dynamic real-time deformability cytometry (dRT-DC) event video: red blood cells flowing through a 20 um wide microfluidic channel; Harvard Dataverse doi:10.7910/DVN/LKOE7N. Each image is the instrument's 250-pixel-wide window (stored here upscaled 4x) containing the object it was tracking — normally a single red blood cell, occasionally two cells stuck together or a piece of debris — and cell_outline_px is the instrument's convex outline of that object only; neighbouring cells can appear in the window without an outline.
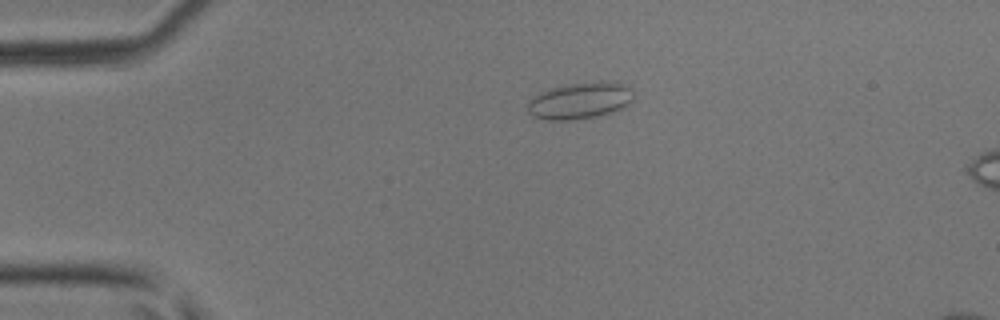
{"species": "common noctule bat (a hibernating species)", "species_latin": "Nyctalus noctula", "temperature_condition": "room temperature", "stored_images_in_passage": 7, "camera_frame_rate_fps": 3000, "um_per_image_px": 0.085, "animal": {"sex": "male", "body_mass_g": 17.9, "forearm_length_mm": 54.2}, "frame": {"image": 1, "passage_image": 2, "time_ms": 0.333, "image_size_px": [1000, 320], "cell_outline_px": [[632, 100], [628, 104], [612, 112], [596, 116], [576, 120], [544, 120], [532, 116], [528, 112], [528, 100], [540, 92], [552, 88], [568, 84], [600, 80], [604, 80], [628, 84], [632, 88]], "centroid_in_image_um": [49.3, 8.54], "position_along_channel_um": 35.7, "area_um2": 22.89}}